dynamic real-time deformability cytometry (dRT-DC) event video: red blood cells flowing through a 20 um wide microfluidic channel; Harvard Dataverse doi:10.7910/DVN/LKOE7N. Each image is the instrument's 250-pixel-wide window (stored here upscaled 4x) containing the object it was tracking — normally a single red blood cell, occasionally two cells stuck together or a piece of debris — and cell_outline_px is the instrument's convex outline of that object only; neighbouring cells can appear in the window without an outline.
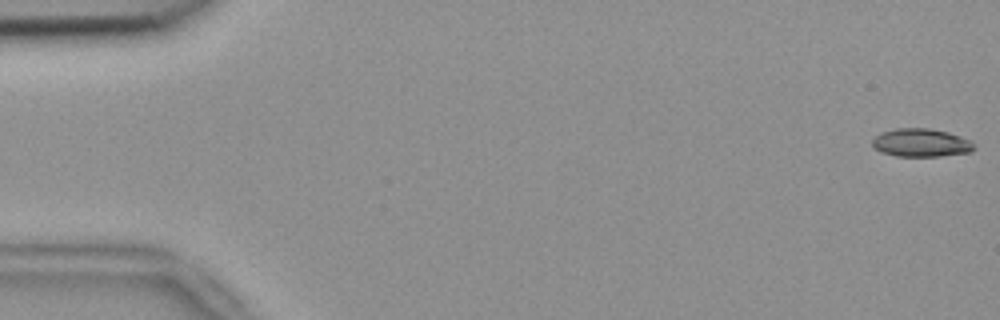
{"species": "common noctule bat (a hibernating species)", "species_latin": "Nyctalus noctula", "temperature_condition": "room temperature", "stored_images_in_passage": 6, "camera_frame_rate_fps": 3000, "um_per_image_px": 0.085, "animal": {"sex": "female", "body_mass_g": 18.4}, "frame": {"image": 1, "passage_image": 1, "time_ms": 0.0, "image_size_px": [1000, 320], "cell_outline_px": [[976, 148], [972, 152], [940, 156], [896, 156], [880, 152], [872, 148], [872, 140], [880, 132], [896, 128], [928, 128], [948, 132], [972, 140], [976, 144]], "centroid_in_image_um": [78.31, 12.13], "position_along_channel_um": 6.7, "area_um2": 17.05}}